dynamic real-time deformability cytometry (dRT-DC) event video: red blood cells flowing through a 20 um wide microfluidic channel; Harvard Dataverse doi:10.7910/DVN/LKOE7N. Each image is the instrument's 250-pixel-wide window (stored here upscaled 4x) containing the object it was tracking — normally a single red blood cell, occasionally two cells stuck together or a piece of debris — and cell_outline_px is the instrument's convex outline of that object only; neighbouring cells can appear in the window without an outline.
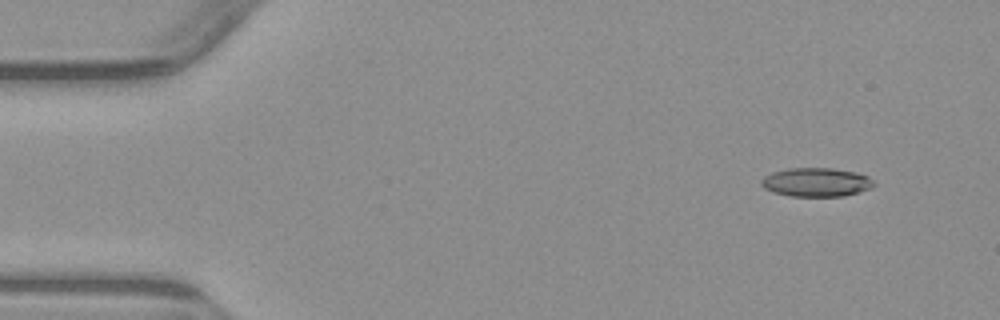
{"species": "common noctule bat (a hibernating species)", "species_latin": "Nyctalus noctula", "temperature_condition": "warm", "stored_images_in_passage": 5, "segment_of_instrument_passage": [1, 2], "camera_frame_rate_fps": 3000, "um_per_image_px": 0.085, "animal": {"sex": "male", "body_mass_g": 23.1, "forearm_length_mm": 52.7}, "frame": {"image": 1, "passage_image": 2, "time_ms": 1.333, "image_size_px": [1000, 320], "cell_outline_px": [[876, 184], [872, 188], [844, 196], [792, 196], [772, 192], [764, 188], [760, 184], [760, 180], [764, 176], [772, 172], [788, 168], [832, 168], [856, 172], [868, 176]], "centroid_in_image_um": [69.37, 15.48], "position_along_channel_um": 15.6, "area_um2": 19.02}}
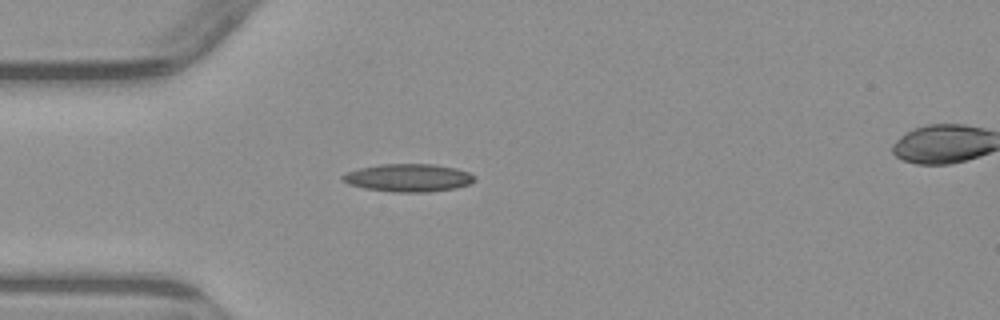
{"frame": {"image": 2, "passage_image": 4, "time_ms": 4.667, "image_size_px": [1000, 320], "cell_outline_px": [[476, 180], [468, 184], [456, 188], [428, 192], [392, 192], [364, 188], [348, 184], [340, 180], [340, 176], [348, 172], [360, 168], [380, 164], [432, 164], [456, 168], [468, 172], [476, 176]], "centroid_in_image_um": [34.7, 15.11], "position_along_channel_um": 50.3, "area_um2": 21.5}}